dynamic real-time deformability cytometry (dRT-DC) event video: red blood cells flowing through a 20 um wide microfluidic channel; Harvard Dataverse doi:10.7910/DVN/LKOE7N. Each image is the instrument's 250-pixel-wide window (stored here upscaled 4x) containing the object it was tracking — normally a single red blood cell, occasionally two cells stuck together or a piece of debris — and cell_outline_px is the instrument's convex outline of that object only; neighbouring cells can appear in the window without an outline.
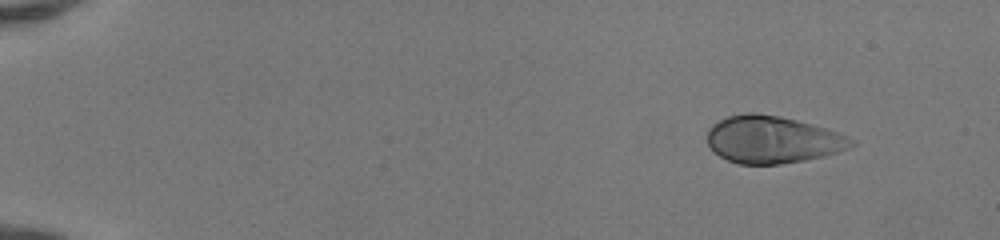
{"species": "human", "species_latin": "Homo sapiens", "temperature_condition": "room temperature", "stored_images_in_passage": 46, "camera_frame_rate_fps": 3000, "um_per_image_px": 0.085, "donor": {"sex": "female"}, "frame": {"image": 1, "passage_image": 1, "time_ms": 0.0, "image_size_px": [1000, 240], "cell_outline_px": [[856, 144], [852, 148], [824, 156], [804, 160], [780, 164], [740, 164], [728, 160], [720, 156], [708, 144], [708, 128], [712, 124], [728, 116], [744, 112], [752, 112], [780, 116], [796, 120], [824, 128], [848, 136], [856, 140]], "centroid_in_image_um": [65.68, 11.86], "position_along_channel_um": 19.3, "area_um2": 39.65}}
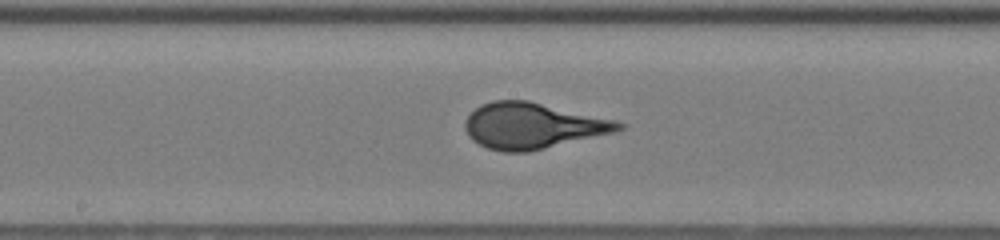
{"frame": {"image": 2, "passage_image": 24, "time_ms": 7.667, "image_size_px": [1000, 240], "cell_outline_px": [[628, 124], [624, 128], [616, 132], [528, 152], [500, 152], [488, 148], [472, 140], [468, 136], [464, 128], [464, 120], [480, 104], [492, 100], [528, 100], [616, 120]], "centroid_in_image_um": [45.27, 10.69], "position_along_channel_um": 202.9, "area_um2": 41.33}}
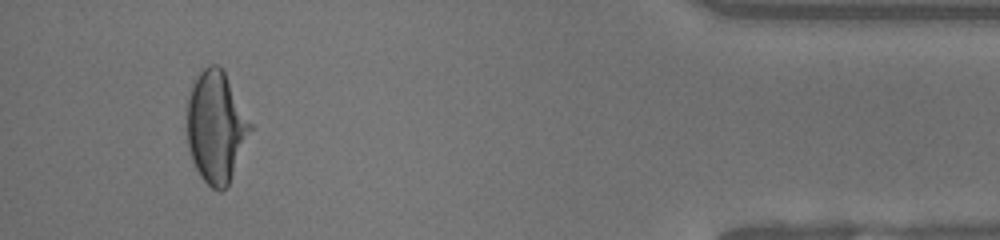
{"frame": {"image": 3, "passage_image": 43, "time_ms": 14.0, "image_size_px": [1000, 240], "cell_outline_px": [[252, 128], [228, 184], [220, 192], [212, 188], [200, 176], [192, 160], [188, 148], [188, 96], [200, 72], [208, 64], [216, 64], [224, 72], [252, 124]], "centroid_in_image_um": [18.36, 10.8], "position_along_channel_um": 416.8, "area_um2": 40.17}}